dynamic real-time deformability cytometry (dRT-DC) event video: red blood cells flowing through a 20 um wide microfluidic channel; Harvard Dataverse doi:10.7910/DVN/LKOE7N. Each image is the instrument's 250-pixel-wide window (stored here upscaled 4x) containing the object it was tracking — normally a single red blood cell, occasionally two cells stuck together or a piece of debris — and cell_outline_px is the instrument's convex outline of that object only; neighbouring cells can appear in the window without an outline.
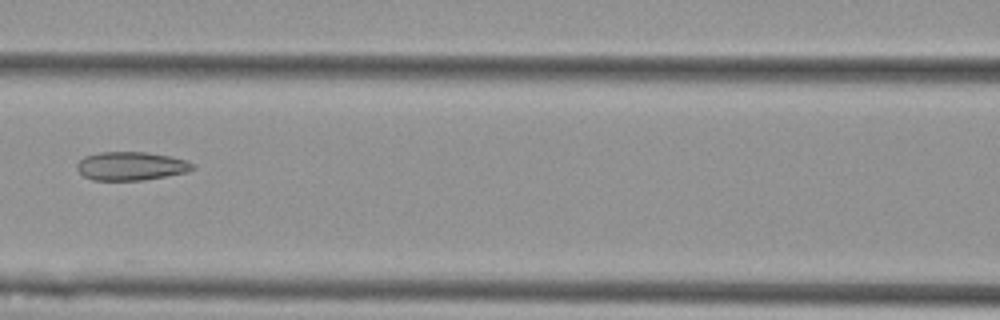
{"species": "Egyptian fruit bat (a non-hibernating species)", "species_latin": "Rousettus aegyptiacus", "temperature_condition": "cold", "stored_images_in_passage": 7, "camera_frame_rate_fps": 3000, "um_per_image_px": 0.085, "animal": {"sex": "female"}, "frame": {"image": 1, "passage_image": 7, "time_ms": 2.0, "image_size_px": [1000, 320], "cell_outline_px": [[196, 168], [188, 172], [144, 180], [92, 180], [84, 176], [76, 168], [76, 164], [84, 156], [100, 152], [144, 152], [168, 156], [184, 160], [196, 164]], "centroid_in_image_um": [11.14, 14.12], "position_along_channel_um": 155.5, "area_um2": 19.25}}